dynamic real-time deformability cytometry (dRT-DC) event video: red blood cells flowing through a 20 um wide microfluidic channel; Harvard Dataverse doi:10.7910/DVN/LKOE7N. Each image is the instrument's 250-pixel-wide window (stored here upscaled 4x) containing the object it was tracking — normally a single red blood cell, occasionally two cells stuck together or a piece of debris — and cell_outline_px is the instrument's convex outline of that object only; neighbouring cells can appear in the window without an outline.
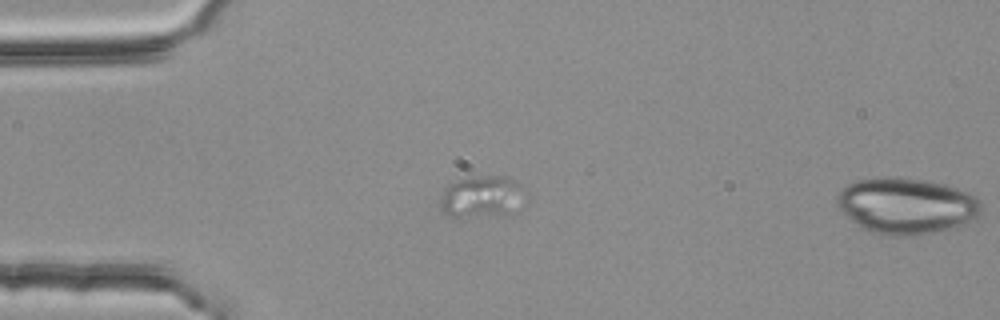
{"species": "common noctule bat (a hibernating species)", "species_latin": "Nyctalus noctula", "temperature_condition": "room temperature", "stored_images_in_passage": 2, "camera_frame_rate_fps": 3000, "um_per_image_px": 0.085, "animal": {"sex": "female", "body_mass_g": 25.1}, "frame": {"image": 1, "passage_image": 2, "time_ms": 0.333, "image_size_px": [1000, 320], "cell_outline_px": [[984, 208], [980, 216], [956, 228], [944, 232], [916, 236], [888, 236], [872, 232], [856, 224], [836, 204], [836, 196], [840, 188], [856, 180], [888, 176], [928, 180], [944, 184], [968, 192], [976, 196], [980, 200]], "centroid_in_image_um": [77.1, 17.51], "position_along_channel_um": 7.9, "area_um2": 48.09}}